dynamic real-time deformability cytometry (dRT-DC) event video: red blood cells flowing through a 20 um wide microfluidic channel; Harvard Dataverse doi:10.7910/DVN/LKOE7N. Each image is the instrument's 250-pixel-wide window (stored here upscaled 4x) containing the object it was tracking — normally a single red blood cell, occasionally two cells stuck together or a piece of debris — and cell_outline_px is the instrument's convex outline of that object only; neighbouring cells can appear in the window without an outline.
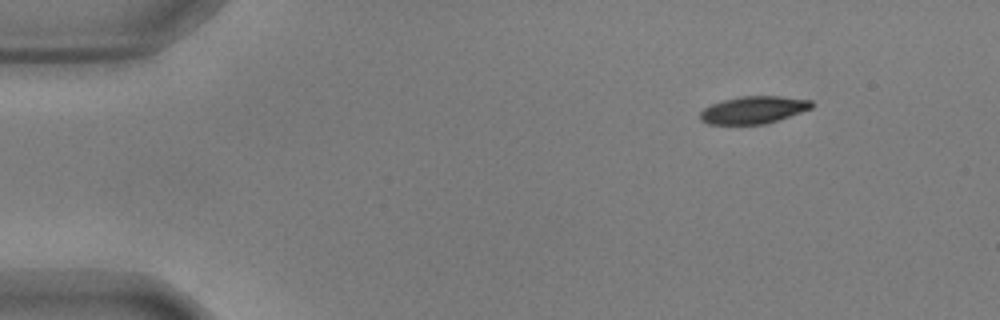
{"species": "common noctule bat (a hibernating species)", "species_latin": "Nyctalus noctula", "temperature_condition": "warm", "stored_images_in_passage": 50, "camera_frame_rate_fps": 3000, "um_per_image_px": 0.085, "animal": {"sex": "male", "body_mass_g": 17.9, "forearm_length_mm": 54.2}, "frame": {"image": 1, "passage_image": 1, "time_ms": 0.0, "image_size_px": [1000, 320], "cell_outline_px": [[812, 108], [764, 124], [708, 124], [700, 120], [700, 112], [704, 108], [712, 104], [724, 100], [740, 96], [780, 96], [812, 100]], "centroid_in_image_um": [64.02, 9.34], "position_along_channel_um": 21.0, "area_um2": 17.57}}
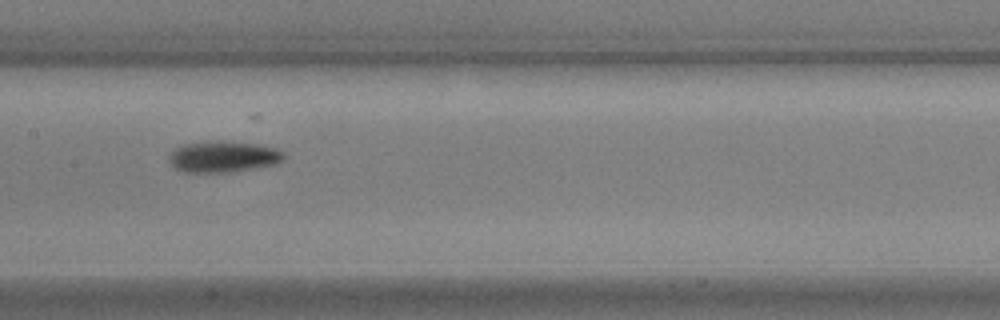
{"frame": {"image": 2, "passage_image": 22, "time_ms": 7.0, "image_size_px": [1000, 320], "cell_outline_px": [[284, 160], [276, 164], [232, 172], [184, 172], [172, 168], [168, 164], [168, 156], [176, 148], [184, 144], [208, 140], [220, 140], [260, 144], [276, 148], [284, 152]], "centroid_in_image_um": [18.95, 13.31], "position_along_channel_um": 188.4, "area_um2": 21.39}}
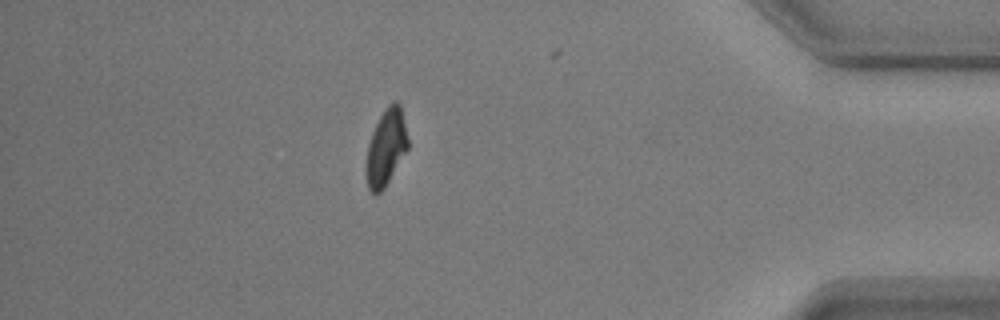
{"frame": {"image": 3, "passage_image": 43, "time_ms": 14.0, "image_size_px": [1000, 320], "cell_outline_px": [[408, 148], [384, 188], [380, 192], [372, 192], [368, 188], [364, 168], [368, 144], [372, 132], [380, 116], [388, 104], [396, 100], [400, 104], [408, 136]], "centroid_in_image_um": [32.8, 12.52], "position_along_channel_um": 402.4, "area_um2": 18.55}, "authors_computed_cell_mechanics": {"area_um2": 19.4497, "velocity_mm_per_s": 3.6176, "shape_relaxation_time_tau1_ms": 3.0164, "shape_relaxation_time_tau2_ms": null, "deformation_change_tau1": 0.1558, "deformation_change_tau2": null}}